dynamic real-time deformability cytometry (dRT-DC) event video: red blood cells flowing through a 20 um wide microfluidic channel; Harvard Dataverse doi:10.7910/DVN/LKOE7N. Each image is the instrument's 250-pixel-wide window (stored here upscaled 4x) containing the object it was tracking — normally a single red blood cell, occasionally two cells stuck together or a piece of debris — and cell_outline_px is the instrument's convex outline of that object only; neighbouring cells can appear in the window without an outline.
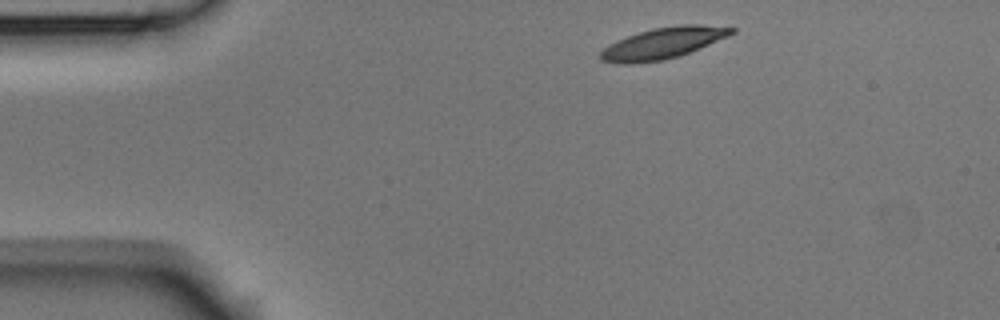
{"species": "Egyptian fruit bat (a non-hibernating species)", "species_latin": "Rousettus aegyptiacus", "temperature_condition": "room temperature", "stored_images_in_passage": 2, "camera_frame_rate_fps": 3000, "um_per_image_px": 0.085, "animal": {"sex": "male"}, "frame": {"image": 1, "passage_image": 1, "time_ms": 0.0, "image_size_px": [1000, 320], "cell_outline_px": [[736, 32], [728, 36], [688, 52], [664, 60], [632, 64], [620, 64], [600, 60], [596, 56], [608, 44], [616, 40], [652, 28], [680, 24], [700, 24], [736, 28]], "centroid_in_image_um": [56.29, 3.67], "position_along_channel_um": 28.7, "area_um2": 23.81}}